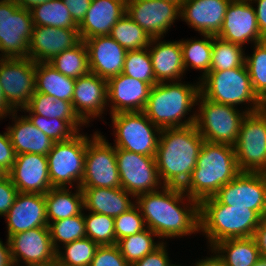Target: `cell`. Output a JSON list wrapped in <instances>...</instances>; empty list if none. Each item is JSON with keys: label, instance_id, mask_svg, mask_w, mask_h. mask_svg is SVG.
Segmentation results:
<instances>
[{"label": "cell", "instance_id": "6da1fadb", "mask_svg": "<svg viewBox=\"0 0 266 266\" xmlns=\"http://www.w3.org/2000/svg\"><path fill=\"white\" fill-rule=\"evenodd\" d=\"M146 227L162 242L200 232L199 202L180 187L163 186L136 198Z\"/></svg>", "mask_w": 266, "mask_h": 266}, {"label": "cell", "instance_id": "7a4b0ae2", "mask_svg": "<svg viewBox=\"0 0 266 266\" xmlns=\"http://www.w3.org/2000/svg\"><path fill=\"white\" fill-rule=\"evenodd\" d=\"M203 142L195 124L161 129L155 161L164 186L182 188L187 183Z\"/></svg>", "mask_w": 266, "mask_h": 266}, {"label": "cell", "instance_id": "3957f363", "mask_svg": "<svg viewBox=\"0 0 266 266\" xmlns=\"http://www.w3.org/2000/svg\"><path fill=\"white\" fill-rule=\"evenodd\" d=\"M240 172L234 146L204 140L196 167L182 190L200 203L203 199L213 197Z\"/></svg>", "mask_w": 266, "mask_h": 266}, {"label": "cell", "instance_id": "277c9868", "mask_svg": "<svg viewBox=\"0 0 266 266\" xmlns=\"http://www.w3.org/2000/svg\"><path fill=\"white\" fill-rule=\"evenodd\" d=\"M199 93L200 81L193 84L185 81L156 83L150 90L143 112L160 129L193 125L196 111L192 108L196 109Z\"/></svg>", "mask_w": 266, "mask_h": 266}, {"label": "cell", "instance_id": "5b68a950", "mask_svg": "<svg viewBox=\"0 0 266 266\" xmlns=\"http://www.w3.org/2000/svg\"><path fill=\"white\" fill-rule=\"evenodd\" d=\"M199 218L200 232L208 247L225 239L254 236L261 220L255 210L221 204L214 197L199 203Z\"/></svg>", "mask_w": 266, "mask_h": 266}, {"label": "cell", "instance_id": "8992f818", "mask_svg": "<svg viewBox=\"0 0 266 266\" xmlns=\"http://www.w3.org/2000/svg\"><path fill=\"white\" fill-rule=\"evenodd\" d=\"M200 93L207 99L238 108L247 113L261 109V99L254 92L246 65L222 71H209L200 80ZM247 106V107H246Z\"/></svg>", "mask_w": 266, "mask_h": 266}, {"label": "cell", "instance_id": "52a82bcc", "mask_svg": "<svg viewBox=\"0 0 266 266\" xmlns=\"http://www.w3.org/2000/svg\"><path fill=\"white\" fill-rule=\"evenodd\" d=\"M195 126L205 141L234 146L244 117L243 107L213 102L199 93ZM241 111V112H240Z\"/></svg>", "mask_w": 266, "mask_h": 266}, {"label": "cell", "instance_id": "ba28073f", "mask_svg": "<svg viewBox=\"0 0 266 266\" xmlns=\"http://www.w3.org/2000/svg\"><path fill=\"white\" fill-rule=\"evenodd\" d=\"M87 134L55 142L47 154L48 174L53 188L80 187L85 166Z\"/></svg>", "mask_w": 266, "mask_h": 266}, {"label": "cell", "instance_id": "9c48e42d", "mask_svg": "<svg viewBox=\"0 0 266 266\" xmlns=\"http://www.w3.org/2000/svg\"><path fill=\"white\" fill-rule=\"evenodd\" d=\"M110 116L115 148L155 156L161 129L143 111L114 113Z\"/></svg>", "mask_w": 266, "mask_h": 266}, {"label": "cell", "instance_id": "30bf717a", "mask_svg": "<svg viewBox=\"0 0 266 266\" xmlns=\"http://www.w3.org/2000/svg\"><path fill=\"white\" fill-rule=\"evenodd\" d=\"M93 187H121L115 146L99 131L87 135L84 175L80 184V188Z\"/></svg>", "mask_w": 266, "mask_h": 266}, {"label": "cell", "instance_id": "8fae6325", "mask_svg": "<svg viewBox=\"0 0 266 266\" xmlns=\"http://www.w3.org/2000/svg\"><path fill=\"white\" fill-rule=\"evenodd\" d=\"M33 26L29 10L14 0H0V58L28 57Z\"/></svg>", "mask_w": 266, "mask_h": 266}, {"label": "cell", "instance_id": "7c38bea8", "mask_svg": "<svg viewBox=\"0 0 266 266\" xmlns=\"http://www.w3.org/2000/svg\"><path fill=\"white\" fill-rule=\"evenodd\" d=\"M234 149L241 172L266 173V111L246 114Z\"/></svg>", "mask_w": 266, "mask_h": 266}, {"label": "cell", "instance_id": "4fadbf2b", "mask_svg": "<svg viewBox=\"0 0 266 266\" xmlns=\"http://www.w3.org/2000/svg\"><path fill=\"white\" fill-rule=\"evenodd\" d=\"M121 188L135 198L143 193L160 190L161 182L155 156H145L115 148Z\"/></svg>", "mask_w": 266, "mask_h": 266}, {"label": "cell", "instance_id": "5bb4252c", "mask_svg": "<svg viewBox=\"0 0 266 266\" xmlns=\"http://www.w3.org/2000/svg\"><path fill=\"white\" fill-rule=\"evenodd\" d=\"M35 69L36 63L28 57L0 58L3 95L14 111H21L29 105L36 91Z\"/></svg>", "mask_w": 266, "mask_h": 266}, {"label": "cell", "instance_id": "9a60e30c", "mask_svg": "<svg viewBox=\"0 0 266 266\" xmlns=\"http://www.w3.org/2000/svg\"><path fill=\"white\" fill-rule=\"evenodd\" d=\"M219 203L266 214V173L240 172L213 196Z\"/></svg>", "mask_w": 266, "mask_h": 266}, {"label": "cell", "instance_id": "2e32d148", "mask_svg": "<svg viewBox=\"0 0 266 266\" xmlns=\"http://www.w3.org/2000/svg\"><path fill=\"white\" fill-rule=\"evenodd\" d=\"M181 5L171 0H127L126 13L151 38H164L181 16ZM165 34V36H164Z\"/></svg>", "mask_w": 266, "mask_h": 266}, {"label": "cell", "instance_id": "e0dca14e", "mask_svg": "<svg viewBox=\"0 0 266 266\" xmlns=\"http://www.w3.org/2000/svg\"><path fill=\"white\" fill-rule=\"evenodd\" d=\"M12 264L54 265L56 250L49 227H37L8 238Z\"/></svg>", "mask_w": 266, "mask_h": 266}, {"label": "cell", "instance_id": "ac0fdd59", "mask_svg": "<svg viewBox=\"0 0 266 266\" xmlns=\"http://www.w3.org/2000/svg\"><path fill=\"white\" fill-rule=\"evenodd\" d=\"M254 6L250 0H231L216 36L245 48V44L263 42Z\"/></svg>", "mask_w": 266, "mask_h": 266}, {"label": "cell", "instance_id": "d6986e66", "mask_svg": "<svg viewBox=\"0 0 266 266\" xmlns=\"http://www.w3.org/2000/svg\"><path fill=\"white\" fill-rule=\"evenodd\" d=\"M107 80L89 72L75 80L72 106L79 119L87 126L102 117L108 108Z\"/></svg>", "mask_w": 266, "mask_h": 266}, {"label": "cell", "instance_id": "ffe728a7", "mask_svg": "<svg viewBox=\"0 0 266 266\" xmlns=\"http://www.w3.org/2000/svg\"><path fill=\"white\" fill-rule=\"evenodd\" d=\"M81 41L78 28L33 26L28 58L35 63H48L62 51L75 47Z\"/></svg>", "mask_w": 266, "mask_h": 266}, {"label": "cell", "instance_id": "44dd1931", "mask_svg": "<svg viewBox=\"0 0 266 266\" xmlns=\"http://www.w3.org/2000/svg\"><path fill=\"white\" fill-rule=\"evenodd\" d=\"M20 193L46 194L52 189L48 174V159L42 154H19L8 172Z\"/></svg>", "mask_w": 266, "mask_h": 266}, {"label": "cell", "instance_id": "7402d4cb", "mask_svg": "<svg viewBox=\"0 0 266 266\" xmlns=\"http://www.w3.org/2000/svg\"><path fill=\"white\" fill-rule=\"evenodd\" d=\"M151 88L150 84L122 73L110 78L107 80L109 115L143 111Z\"/></svg>", "mask_w": 266, "mask_h": 266}, {"label": "cell", "instance_id": "603a6c76", "mask_svg": "<svg viewBox=\"0 0 266 266\" xmlns=\"http://www.w3.org/2000/svg\"><path fill=\"white\" fill-rule=\"evenodd\" d=\"M4 218L7 239L29 229L48 227L44 194L19 192Z\"/></svg>", "mask_w": 266, "mask_h": 266}, {"label": "cell", "instance_id": "cb8c5ba5", "mask_svg": "<svg viewBox=\"0 0 266 266\" xmlns=\"http://www.w3.org/2000/svg\"><path fill=\"white\" fill-rule=\"evenodd\" d=\"M91 73L109 80L122 73L127 50L111 36H98L84 40Z\"/></svg>", "mask_w": 266, "mask_h": 266}, {"label": "cell", "instance_id": "d4e9b609", "mask_svg": "<svg viewBox=\"0 0 266 266\" xmlns=\"http://www.w3.org/2000/svg\"><path fill=\"white\" fill-rule=\"evenodd\" d=\"M231 0H184L180 19L200 35L216 36L223 24Z\"/></svg>", "mask_w": 266, "mask_h": 266}, {"label": "cell", "instance_id": "484cf974", "mask_svg": "<svg viewBox=\"0 0 266 266\" xmlns=\"http://www.w3.org/2000/svg\"><path fill=\"white\" fill-rule=\"evenodd\" d=\"M127 0H92L78 25L81 40L110 35L113 26L126 13Z\"/></svg>", "mask_w": 266, "mask_h": 266}, {"label": "cell", "instance_id": "4316f807", "mask_svg": "<svg viewBox=\"0 0 266 266\" xmlns=\"http://www.w3.org/2000/svg\"><path fill=\"white\" fill-rule=\"evenodd\" d=\"M161 39L152 38L148 46L155 80L157 83L181 81L186 72L180 40L166 42Z\"/></svg>", "mask_w": 266, "mask_h": 266}, {"label": "cell", "instance_id": "83f0119b", "mask_svg": "<svg viewBox=\"0 0 266 266\" xmlns=\"http://www.w3.org/2000/svg\"><path fill=\"white\" fill-rule=\"evenodd\" d=\"M14 111L9 115L12 124L5 128L9 134L15 154H42L47 156L54 145V141L32 124L25 116ZM14 123V124H13Z\"/></svg>", "mask_w": 266, "mask_h": 266}, {"label": "cell", "instance_id": "f1b7e54d", "mask_svg": "<svg viewBox=\"0 0 266 266\" xmlns=\"http://www.w3.org/2000/svg\"><path fill=\"white\" fill-rule=\"evenodd\" d=\"M84 211L117 217L136 204L135 197L123 188H81ZM133 200H132V199Z\"/></svg>", "mask_w": 266, "mask_h": 266}, {"label": "cell", "instance_id": "f546056e", "mask_svg": "<svg viewBox=\"0 0 266 266\" xmlns=\"http://www.w3.org/2000/svg\"><path fill=\"white\" fill-rule=\"evenodd\" d=\"M72 190V187L52 188L44 194L48 224L79 215L83 211L82 189L75 187L74 193Z\"/></svg>", "mask_w": 266, "mask_h": 266}, {"label": "cell", "instance_id": "4dcf8cb0", "mask_svg": "<svg viewBox=\"0 0 266 266\" xmlns=\"http://www.w3.org/2000/svg\"><path fill=\"white\" fill-rule=\"evenodd\" d=\"M75 78L63 75L49 63H36V91L72 102Z\"/></svg>", "mask_w": 266, "mask_h": 266}, {"label": "cell", "instance_id": "1f68e13d", "mask_svg": "<svg viewBox=\"0 0 266 266\" xmlns=\"http://www.w3.org/2000/svg\"><path fill=\"white\" fill-rule=\"evenodd\" d=\"M212 248L222 257L226 266H253L261 257L253 236L225 239Z\"/></svg>", "mask_w": 266, "mask_h": 266}, {"label": "cell", "instance_id": "d6a6232c", "mask_svg": "<svg viewBox=\"0 0 266 266\" xmlns=\"http://www.w3.org/2000/svg\"><path fill=\"white\" fill-rule=\"evenodd\" d=\"M201 39H180L185 72L191 69L199 70L201 80L210 71L213 35L202 34ZM203 38V39H202ZM188 69V70H187Z\"/></svg>", "mask_w": 266, "mask_h": 266}, {"label": "cell", "instance_id": "836d02e7", "mask_svg": "<svg viewBox=\"0 0 266 266\" xmlns=\"http://www.w3.org/2000/svg\"><path fill=\"white\" fill-rule=\"evenodd\" d=\"M34 126L40 129L54 142H63L73 138L77 135L81 127L86 126L80 119H60V118H46L39 114H34L28 107L22 111Z\"/></svg>", "mask_w": 266, "mask_h": 266}, {"label": "cell", "instance_id": "e575fe53", "mask_svg": "<svg viewBox=\"0 0 266 266\" xmlns=\"http://www.w3.org/2000/svg\"><path fill=\"white\" fill-rule=\"evenodd\" d=\"M48 63L63 75L75 79L90 72L88 50L82 40L75 47L59 53Z\"/></svg>", "mask_w": 266, "mask_h": 266}, {"label": "cell", "instance_id": "d590c367", "mask_svg": "<svg viewBox=\"0 0 266 266\" xmlns=\"http://www.w3.org/2000/svg\"><path fill=\"white\" fill-rule=\"evenodd\" d=\"M33 25L54 28H78L63 0H49L30 10Z\"/></svg>", "mask_w": 266, "mask_h": 266}, {"label": "cell", "instance_id": "8d00e7d4", "mask_svg": "<svg viewBox=\"0 0 266 266\" xmlns=\"http://www.w3.org/2000/svg\"><path fill=\"white\" fill-rule=\"evenodd\" d=\"M157 237L156 233L146 228L134 235L120 239L117 242V246L126 262L132 266L163 243L162 240L154 241Z\"/></svg>", "mask_w": 266, "mask_h": 266}, {"label": "cell", "instance_id": "74e56055", "mask_svg": "<svg viewBox=\"0 0 266 266\" xmlns=\"http://www.w3.org/2000/svg\"><path fill=\"white\" fill-rule=\"evenodd\" d=\"M109 36L127 51L148 48L152 39L127 13L116 22Z\"/></svg>", "mask_w": 266, "mask_h": 266}, {"label": "cell", "instance_id": "f35d334b", "mask_svg": "<svg viewBox=\"0 0 266 266\" xmlns=\"http://www.w3.org/2000/svg\"><path fill=\"white\" fill-rule=\"evenodd\" d=\"M98 246L88 237L60 246L56 251V264L60 266H89Z\"/></svg>", "mask_w": 266, "mask_h": 266}, {"label": "cell", "instance_id": "ab89813d", "mask_svg": "<svg viewBox=\"0 0 266 266\" xmlns=\"http://www.w3.org/2000/svg\"><path fill=\"white\" fill-rule=\"evenodd\" d=\"M245 50L242 46L213 36L210 71H222L242 67Z\"/></svg>", "mask_w": 266, "mask_h": 266}, {"label": "cell", "instance_id": "60d3db41", "mask_svg": "<svg viewBox=\"0 0 266 266\" xmlns=\"http://www.w3.org/2000/svg\"><path fill=\"white\" fill-rule=\"evenodd\" d=\"M34 114L46 118L79 119L72 102L56 99L51 95L35 91L27 106Z\"/></svg>", "mask_w": 266, "mask_h": 266}, {"label": "cell", "instance_id": "b9f144b4", "mask_svg": "<svg viewBox=\"0 0 266 266\" xmlns=\"http://www.w3.org/2000/svg\"><path fill=\"white\" fill-rule=\"evenodd\" d=\"M48 227L52 244L56 251L59 250L60 244L65 245L86 237L83 211L79 215L50 222Z\"/></svg>", "mask_w": 266, "mask_h": 266}, {"label": "cell", "instance_id": "7bdbcfd3", "mask_svg": "<svg viewBox=\"0 0 266 266\" xmlns=\"http://www.w3.org/2000/svg\"><path fill=\"white\" fill-rule=\"evenodd\" d=\"M251 47L253 52L251 55L245 54V65L253 90L262 100L266 96V44L260 42Z\"/></svg>", "mask_w": 266, "mask_h": 266}, {"label": "cell", "instance_id": "ee69618b", "mask_svg": "<svg viewBox=\"0 0 266 266\" xmlns=\"http://www.w3.org/2000/svg\"><path fill=\"white\" fill-rule=\"evenodd\" d=\"M83 217L85 220L86 237L98 245L116 244L114 217L90 211L86 214L84 209Z\"/></svg>", "mask_w": 266, "mask_h": 266}, {"label": "cell", "instance_id": "f6af8a7d", "mask_svg": "<svg viewBox=\"0 0 266 266\" xmlns=\"http://www.w3.org/2000/svg\"><path fill=\"white\" fill-rule=\"evenodd\" d=\"M122 74L155 85L157 82L148 48L127 51Z\"/></svg>", "mask_w": 266, "mask_h": 266}, {"label": "cell", "instance_id": "bcb514c9", "mask_svg": "<svg viewBox=\"0 0 266 266\" xmlns=\"http://www.w3.org/2000/svg\"><path fill=\"white\" fill-rule=\"evenodd\" d=\"M146 228L140 208L135 204L128 211L114 218L116 244L120 239L134 235Z\"/></svg>", "mask_w": 266, "mask_h": 266}, {"label": "cell", "instance_id": "7dc6e473", "mask_svg": "<svg viewBox=\"0 0 266 266\" xmlns=\"http://www.w3.org/2000/svg\"><path fill=\"white\" fill-rule=\"evenodd\" d=\"M89 266H130L117 244L99 245Z\"/></svg>", "mask_w": 266, "mask_h": 266}, {"label": "cell", "instance_id": "c3c4849f", "mask_svg": "<svg viewBox=\"0 0 266 266\" xmlns=\"http://www.w3.org/2000/svg\"><path fill=\"white\" fill-rule=\"evenodd\" d=\"M167 243L163 242L158 248H156L152 253L147 254L141 260L135 262L132 266H181L171 263Z\"/></svg>", "mask_w": 266, "mask_h": 266}, {"label": "cell", "instance_id": "681fc988", "mask_svg": "<svg viewBox=\"0 0 266 266\" xmlns=\"http://www.w3.org/2000/svg\"><path fill=\"white\" fill-rule=\"evenodd\" d=\"M19 191L7 175L0 180V216L4 217L12 207Z\"/></svg>", "mask_w": 266, "mask_h": 266}, {"label": "cell", "instance_id": "f907efd6", "mask_svg": "<svg viewBox=\"0 0 266 266\" xmlns=\"http://www.w3.org/2000/svg\"><path fill=\"white\" fill-rule=\"evenodd\" d=\"M15 151L7 130L0 133V166L9 172L15 162Z\"/></svg>", "mask_w": 266, "mask_h": 266}, {"label": "cell", "instance_id": "816d5d0a", "mask_svg": "<svg viewBox=\"0 0 266 266\" xmlns=\"http://www.w3.org/2000/svg\"><path fill=\"white\" fill-rule=\"evenodd\" d=\"M92 0H63L73 20L79 25L85 18Z\"/></svg>", "mask_w": 266, "mask_h": 266}, {"label": "cell", "instance_id": "f5cc1de1", "mask_svg": "<svg viewBox=\"0 0 266 266\" xmlns=\"http://www.w3.org/2000/svg\"><path fill=\"white\" fill-rule=\"evenodd\" d=\"M251 3L255 4L257 23L262 38L266 37V0H250Z\"/></svg>", "mask_w": 266, "mask_h": 266}, {"label": "cell", "instance_id": "db71d44e", "mask_svg": "<svg viewBox=\"0 0 266 266\" xmlns=\"http://www.w3.org/2000/svg\"><path fill=\"white\" fill-rule=\"evenodd\" d=\"M253 237L257 243L261 256L266 257V214L261 217L260 224Z\"/></svg>", "mask_w": 266, "mask_h": 266}, {"label": "cell", "instance_id": "11a10c76", "mask_svg": "<svg viewBox=\"0 0 266 266\" xmlns=\"http://www.w3.org/2000/svg\"><path fill=\"white\" fill-rule=\"evenodd\" d=\"M209 251L211 252L210 257H205L197 260L194 263V266H226L222 257L216 252V250L212 247H209ZM213 254V255H212ZM191 265V266H193ZM187 266V265H186Z\"/></svg>", "mask_w": 266, "mask_h": 266}, {"label": "cell", "instance_id": "9f6ffc18", "mask_svg": "<svg viewBox=\"0 0 266 266\" xmlns=\"http://www.w3.org/2000/svg\"><path fill=\"white\" fill-rule=\"evenodd\" d=\"M5 243L0 239V266H12L8 239Z\"/></svg>", "mask_w": 266, "mask_h": 266}, {"label": "cell", "instance_id": "6f0895ef", "mask_svg": "<svg viewBox=\"0 0 266 266\" xmlns=\"http://www.w3.org/2000/svg\"><path fill=\"white\" fill-rule=\"evenodd\" d=\"M13 112L14 110L4 98L2 86L0 83V120L4 119L5 117H8Z\"/></svg>", "mask_w": 266, "mask_h": 266}, {"label": "cell", "instance_id": "680465c9", "mask_svg": "<svg viewBox=\"0 0 266 266\" xmlns=\"http://www.w3.org/2000/svg\"><path fill=\"white\" fill-rule=\"evenodd\" d=\"M15 3L20 7L26 10H32L35 6H38L42 3H46L49 0H14Z\"/></svg>", "mask_w": 266, "mask_h": 266}, {"label": "cell", "instance_id": "91938a15", "mask_svg": "<svg viewBox=\"0 0 266 266\" xmlns=\"http://www.w3.org/2000/svg\"><path fill=\"white\" fill-rule=\"evenodd\" d=\"M253 266H266V257L261 256Z\"/></svg>", "mask_w": 266, "mask_h": 266}, {"label": "cell", "instance_id": "94428289", "mask_svg": "<svg viewBox=\"0 0 266 266\" xmlns=\"http://www.w3.org/2000/svg\"><path fill=\"white\" fill-rule=\"evenodd\" d=\"M7 175L8 172L0 166V180L5 178Z\"/></svg>", "mask_w": 266, "mask_h": 266}, {"label": "cell", "instance_id": "6125c7cd", "mask_svg": "<svg viewBox=\"0 0 266 266\" xmlns=\"http://www.w3.org/2000/svg\"><path fill=\"white\" fill-rule=\"evenodd\" d=\"M261 109L266 111V96L261 100Z\"/></svg>", "mask_w": 266, "mask_h": 266}, {"label": "cell", "instance_id": "be15d7a7", "mask_svg": "<svg viewBox=\"0 0 266 266\" xmlns=\"http://www.w3.org/2000/svg\"><path fill=\"white\" fill-rule=\"evenodd\" d=\"M12 266H20V265L13 264ZM21 266H55V264L54 265H33V264H28V265H21Z\"/></svg>", "mask_w": 266, "mask_h": 266}, {"label": "cell", "instance_id": "e7e4bbea", "mask_svg": "<svg viewBox=\"0 0 266 266\" xmlns=\"http://www.w3.org/2000/svg\"><path fill=\"white\" fill-rule=\"evenodd\" d=\"M171 1H174V2H176V3L181 5L184 0H171Z\"/></svg>", "mask_w": 266, "mask_h": 266}, {"label": "cell", "instance_id": "03108f58", "mask_svg": "<svg viewBox=\"0 0 266 266\" xmlns=\"http://www.w3.org/2000/svg\"><path fill=\"white\" fill-rule=\"evenodd\" d=\"M263 42L266 44V37H265V38H263Z\"/></svg>", "mask_w": 266, "mask_h": 266}]
</instances>
